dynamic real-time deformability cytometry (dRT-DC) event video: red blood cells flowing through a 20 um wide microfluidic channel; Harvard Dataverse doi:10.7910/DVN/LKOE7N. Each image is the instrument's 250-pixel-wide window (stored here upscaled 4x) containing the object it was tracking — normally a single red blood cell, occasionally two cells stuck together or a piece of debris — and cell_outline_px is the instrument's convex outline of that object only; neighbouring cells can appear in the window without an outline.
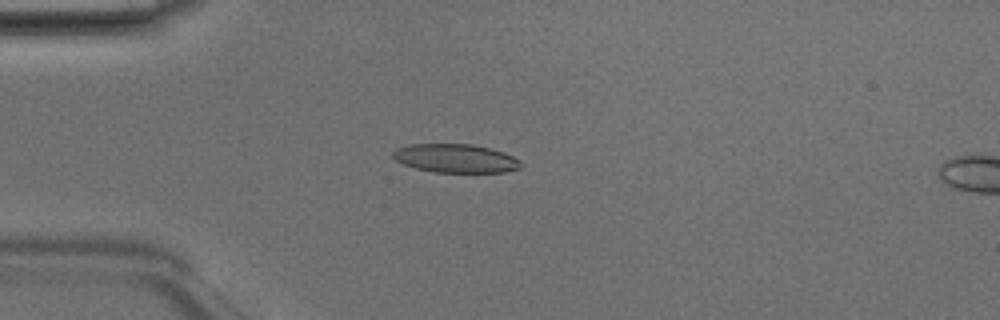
{"species": "Egyptian fruit bat (a non-hibernating species)", "species_latin": "Rousettus aegyptiacus", "temperature_condition": "room temperature", "stored_images_in_passage": 40, "camera_frame_rate_fps": 3000, "um_per_image_px": 0.085, "animal": {"sex": "male"}, "frame": {"image": 1, "passage_image": 4, "time_ms": 1.0, "image_size_px": [1000, 320], "cell_outline_px": [[520, 168], [504, 172], [436, 172], [416, 168], [404, 164], [396, 160], [392, 156], [392, 152], [396, 148], [412, 144], [472, 144], [504, 152], [520, 160]], "centroid_in_image_um": [38.71, 13.45], "position_along_channel_um": 46.3, "area_um2": 21.15}}
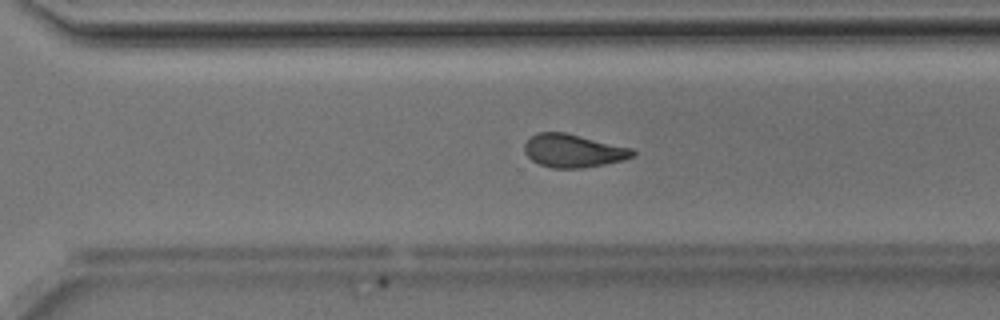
{"frame": {"image": 2, "passage_image": 25, "time_ms": 8.0, "image_size_px": [1000, 320], "cell_outline_px": [[636, 156], [624, 160], [604, 164], [580, 168], [552, 168], [540, 164], [532, 160], [524, 152], [524, 144], [536, 132], [564, 132], [632, 148], [636, 152]], "centroid_in_image_um": [48.74, 12.81], "position_along_channel_um": 321.9, "area_um2": 20.87}}
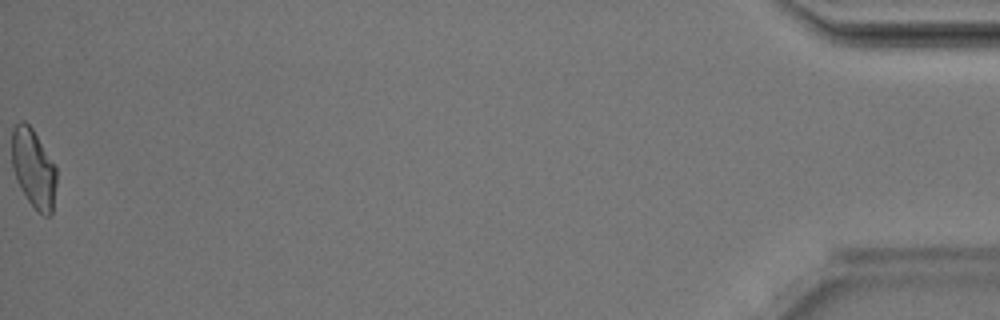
{"frame": {"image": 3, "passage_image": 40, "time_ms": 13.0, "image_size_px": [1000, 320], "cell_outline_px": [[56, 184], [52, 212], [48, 216], [44, 216], [36, 212], [20, 188], [16, 180], [12, 168], [12, 128], [20, 120], [24, 120], [32, 128], [56, 164]], "centroid_in_image_um": [2.85, 14.32], "position_along_channel_um": 432.4, "area_um2": 20.87}, "authors_computed_cell_mechanics": {"area_um2": 21.0103, "velocity_mm_per_s": 4.1973, "shape_relaxation_time_tau1_ms": 3.9089, "shape_relaxation_time_tau2_ms": 2.551, "deformation_change_tau1": 0.1254, "deformation_change_tau2": 0.0976}}